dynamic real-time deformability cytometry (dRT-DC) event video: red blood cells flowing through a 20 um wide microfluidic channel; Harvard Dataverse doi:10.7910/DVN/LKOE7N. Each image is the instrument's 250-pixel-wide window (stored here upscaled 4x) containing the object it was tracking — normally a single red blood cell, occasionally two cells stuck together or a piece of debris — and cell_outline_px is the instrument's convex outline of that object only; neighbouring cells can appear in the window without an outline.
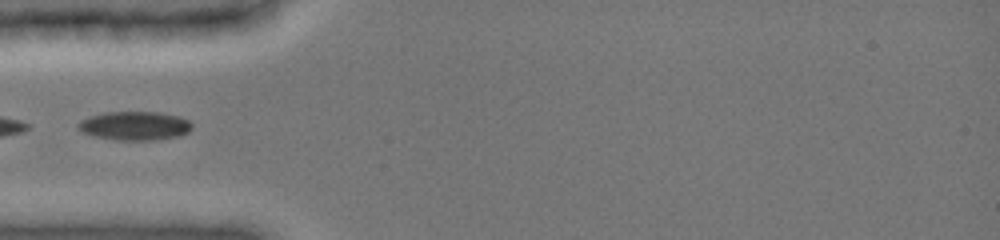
{"species": "common noctule bat (a hibernating species)", "species_latin": "Nyctalus noctula", "temperature_condition": "cold", "stored_images_in_passage": 12, "camera_frame_rate_fps": 3000, "um_per_image_px": 0.085, "animal": {"sex": "female", "body_mass_g": 19.0, "forearm_length_mm": 51.5}, "frame": {"image": 1, "passage_image": 1, "time_ms": 0.0, "image_size_px": [1000, 240], "cell_outline_px": [[192, 128], [188, 132], [180, 136], [152, 140], [116, 140], [96, 136], [84, 132], [76, 128], [76, 124], [80, 120], [88, 116], [104, 112], [160, 112], [180, 116], [188, 120], [192, 124]], "centroid_in_image_um": [11.45, 10.68], "position_along_channel_um": 73.6, "area_um2": 19.25}}
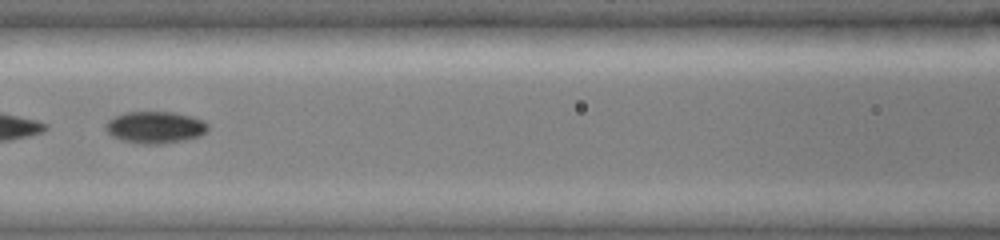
{"frame": {"image": 2, "passage_image": 7, "time_ms": 2.0, "image_size_px": [1000, 240], "cell_outline_px": [[208, 128], [200, 136], [160, 144], [140, 144], [124, 140], [112, 136], [104, 128], [104, 124], [112, 116], [124, 112], [176, 112], [192, 116], [204, 120], [208, 124]], "centroid_in_image_um": [13.16, 10.8], "position_along_channel_um": 153.4, "area_um2": 19.07}}
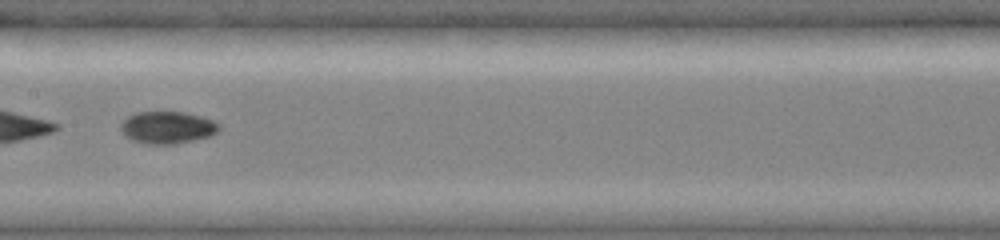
{"frame": {"image": 3, "passage_image": 10, "time_ms": 3.0, "image_size_px": [1000, 240], "cell_outline_px": [[220, 128], [216, 132], [208, 136], [176, 144], [148, 144], [136, 140], [128, 136], [120, 128], [120, 124], [128, 116], [136, 112], [184, 112], [200, 116], [212, 120], [220, 124]], "centroid_in_image_um": [14.24, 10.82], "position_along_channel_um": 193.2, "area_um2": 18.09}}